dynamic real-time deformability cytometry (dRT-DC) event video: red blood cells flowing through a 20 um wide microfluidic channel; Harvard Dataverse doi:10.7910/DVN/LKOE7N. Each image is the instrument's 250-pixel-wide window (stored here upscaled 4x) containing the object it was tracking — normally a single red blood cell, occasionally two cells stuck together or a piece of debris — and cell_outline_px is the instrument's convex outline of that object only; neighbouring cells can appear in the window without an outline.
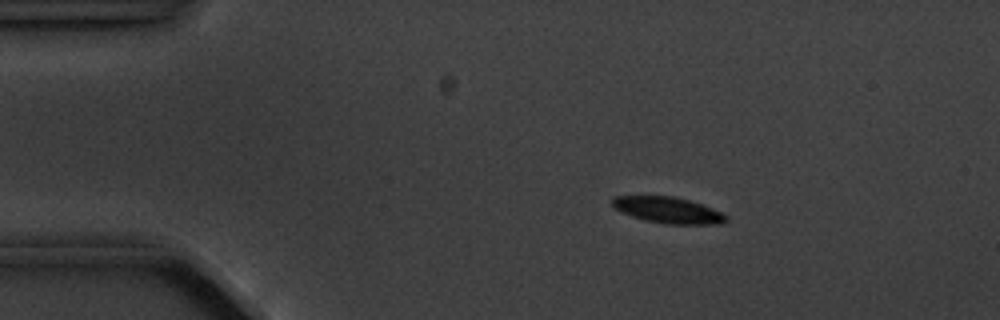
{"species": "common noctule bat (a hibernating species)", "species_latin": "Nyctalus noctula", "temperature_condition": "cold", "stored_images_in_passage": 3, "camera_frame_rate_fps": 3000, "um_per_image_px": 0.085, "animal": {"sex": "male", "body_mass_g": 20.1, "forearm_length_mm": 53.5}, "frame": {"image": 1, "passage_image": 2, "time_ms": 1.333, "image_size_px": [1000, 320], "cell_outline_px": [[728, 220], [720, 224], [668, 224], [648, 220], [632, 216], [616, 208], [612, 204], [612, 200], [616, 196], [672, 196], [704, 204], [728, 216]], "centroid_in_image_um": [56.85, 17.86], "position_along_channel_um": 28.2, "area_um2": 17.05}}